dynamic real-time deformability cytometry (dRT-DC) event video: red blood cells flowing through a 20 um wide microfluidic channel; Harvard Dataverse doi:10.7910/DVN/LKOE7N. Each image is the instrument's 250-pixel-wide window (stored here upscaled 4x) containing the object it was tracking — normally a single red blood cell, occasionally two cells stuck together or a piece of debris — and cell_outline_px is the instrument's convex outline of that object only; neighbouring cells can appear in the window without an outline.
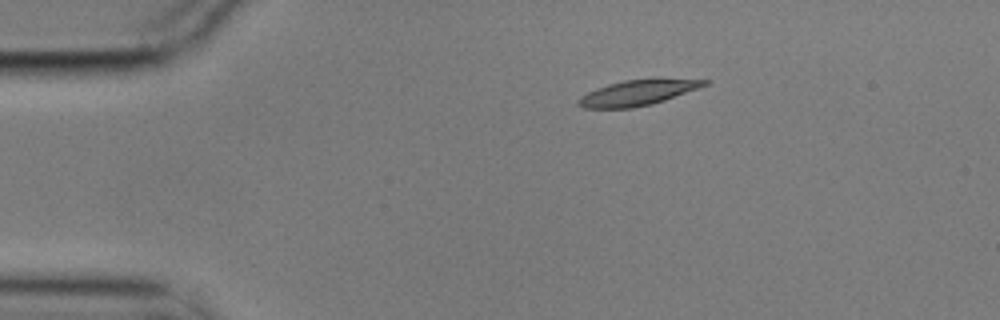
{"species": "common noctule bat (a hibernating species)", "species_latin": "Nyctalus noctula", "temperature_condition": "cold", "stored_images_in_passage": 4, "camera_frame_rate_fps": 3000, "um_per_image_px": 0.085, "animal": {"sex": "male", "body_mass_g": 17.9}, "frame": {"image": 1, "passage_image": 1, "time_ms": 0.0, "image_size_px": [1000, 320], "cell_outline_px": [[712, 80], [708, 84], [664, 100], [652, 104], [632, 108], [584, 108], [576, 104], [576, 100], [580, 96], [596, 88], [608, 84], [624, 80], [656, 76], [660, 76]], "centroid_in_image_um": [54.25, 7.83], "position_along_channel_um": 30.8, "area_um2": 19.42}}
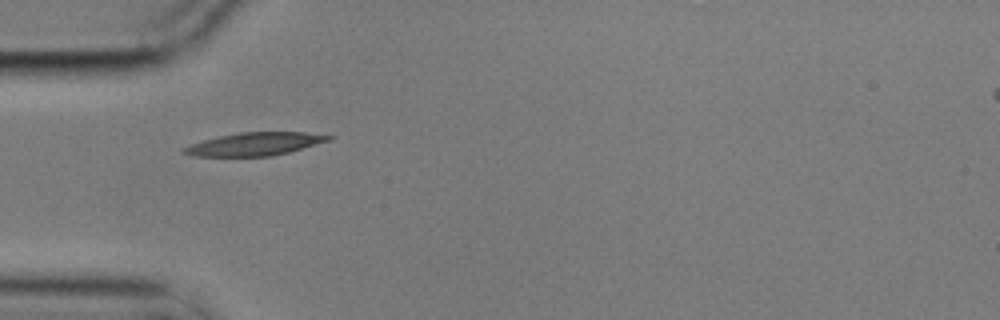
{"frame": {"image": 2, "passage_image": 3, "time_ms": 0.667, "image_size_px": [1000, 320], "cell_outline_px": [[336, 136], [332, 140], [288, 152], [272, 156], [192, 156], [180, 152], [180, 148], [204, 140], [220, 136], [240, 132], [304, 132]], "centroid_in_image_um": [21.66, 12.24], "position_along_channel_um": 63.3, "area_um2": 19.42}}
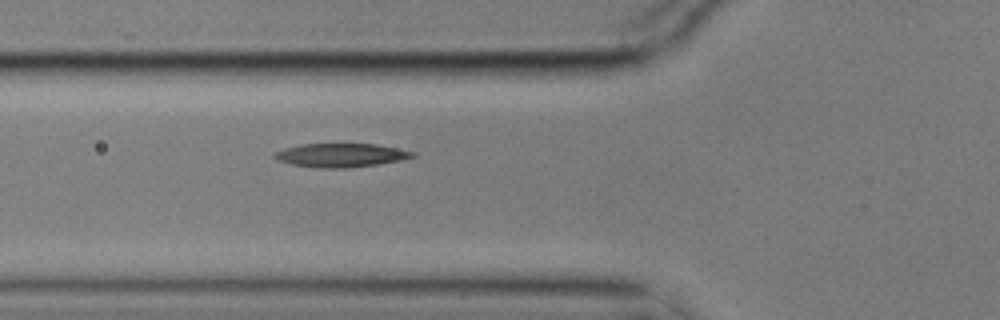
{"frame": {"image": 3, "passage_image": 4, "time_ms": 1.0, "image_size_px": [1000, 320], "cell_outline_px": [[416, 156], [400, 160], [376, 164], [344, 168], [324, 168], [292, 164], [276, 160], [272, 156], [276, 152], [284, 148], [300, 144], [376, 144], [416, 152]], "centroid_in_image_um": [28.96, 13.18], "position_along_channel_um": 96.8, "area_um2": 18.84}}